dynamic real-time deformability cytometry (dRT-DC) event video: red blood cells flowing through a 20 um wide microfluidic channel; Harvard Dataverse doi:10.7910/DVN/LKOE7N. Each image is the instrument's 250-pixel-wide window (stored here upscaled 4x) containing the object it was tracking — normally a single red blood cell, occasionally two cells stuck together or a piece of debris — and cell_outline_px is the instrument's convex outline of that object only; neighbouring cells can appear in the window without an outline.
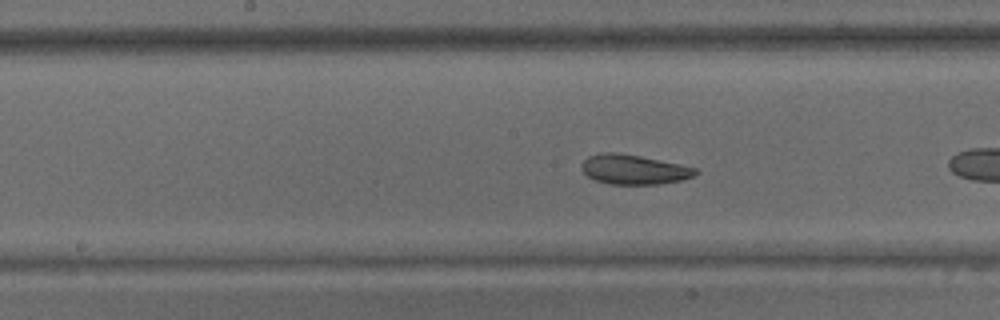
{"species": "common noctule bat (a hibernating species)", "species_latin": "Nyctalus noctula", "temperature_condition": "warm", "stored_images_in_passage": 44, "camera_frame_rate_fps": 3000, "um_per_image_px": 0.085, "animal": {"sex": "male", "body_mass_g": 15.6}, "frame": {"image": 1, "passage_image": 13, "time_ms": 4.0, "image_size_px": [1000, 320], "cell_outline_px": [[700, 172], [692, 176], [680, 180], [660, 184], [608, 184], [596, 180], [588, 176], [584, 172], [580, 164], [588, 156], [600, 152], [616, 152], [640, 156], [680, 164], [696, 168]], "centroid_in_image_um": [53.86, 14.4], "position_along_channel_um": 194.3, "area_um2": 19.65}, "authors_computed_cell_mechanics": {"area_um2": 21.0103, "velocity_mm_per_s": 3.3562, "shape_relaxation_time_tau1_ms": 4.6517, "shape_relaxation_time_tau2_ms": 4.618, "deformation_change_tau1": 0.1022, "deformation_change_tau2": 0.0853}}